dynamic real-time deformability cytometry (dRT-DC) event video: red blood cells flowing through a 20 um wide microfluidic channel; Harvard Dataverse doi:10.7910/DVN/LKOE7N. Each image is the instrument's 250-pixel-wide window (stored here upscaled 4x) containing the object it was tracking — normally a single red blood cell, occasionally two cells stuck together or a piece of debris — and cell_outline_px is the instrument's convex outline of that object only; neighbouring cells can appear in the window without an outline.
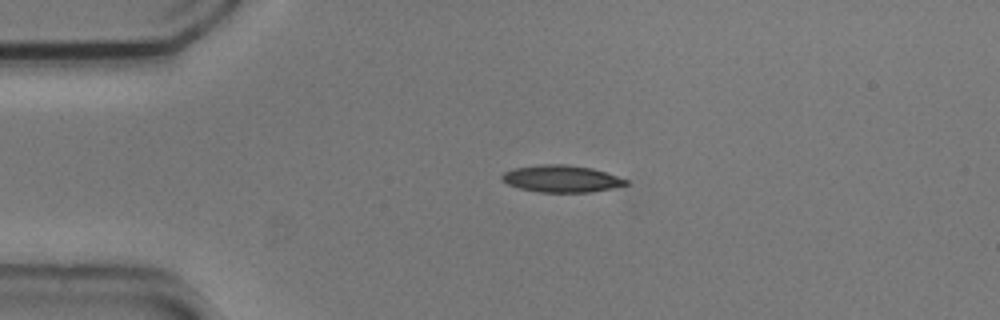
{"species": "common noctule bat (a hibernating species)", "species_latin": "Nyctalus noctula", "temperature_condition": "cold", "stored_images_in_passage": 6, "camera_frame_rate_fps": 3000, "um_per_image_px": 0.085, "animal": {"sex": "male", "body_mass_g": 20.5, "forearm_length_mm": 52.5}, "frame": {"image": 1, "passage_image": 1, "time_ms": 0.0, "image_size_px": [1000, 320], "cell_outline_px": [[628, 184], [612, 188], [592, 192], [540, 192], [520, 188], [508, 184], [500, 180], [500, 176], [504, 172], [512, 168], [540, 164], [564, 164], [592, 168], [628, 180]], "centroid_in_image_um": [47.67, 15.19], "position_along_channel_um": 37.3, "area_um2": 19.48}}